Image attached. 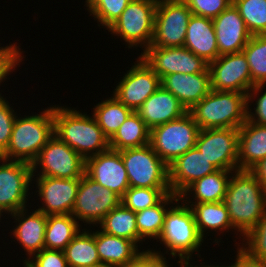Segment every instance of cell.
I'll return each mask as SVG.
<instances>
[{"label": "cell", "instance_id": "cell-1", "mask_svg": "<svg viewBox=\"0 0 266 267\" xmlns=\"http://www.w3.org/2000/svg\"><path fill=\"white\" fill-rule=\"evenodd\" d=\"M223 202L233 228L244 237L266 211V190L248 170L234 171Z\"/></svg>", "mask_w": 266, "mask_h": 267}, {"label": "cell", "instance_id": "cell-2", "mask_svg": "<svg viewBox=\"0 0 266 267\" xmlns=\"http://www.w3.org/2000/svg\"><path fill=\"white\" fill-rule=\"evenodd\" d=\"M54 135L84 160L110 149L109 139L93 115L77 108L53 105Z\"/></svg>", "mask_w": 266, "mask_h": 267}, {"label": "cell", "instance_id": "cell-3", "mask_svg": "<svg viewBox=\"0 0 266 267\" xmlns=\"http://www.w3.org/2000/svg\"><path fill=\"white\" fill-rule=\"evenodd\" d=\"M156 242L164 245V251L153 248L149 251L165 257L171 255L174 261L176 257L179 260L194 259L192 256L196 255L201 258L199 253L205 241L198 233L192 209L180 197L167 210Z\"/></svg>", "mask_w": 266, "mask_h": 267}, {"label": "cell", "instance_id": "cell-4", "mask_svg": "<svg viewBox=\"0 0 266 267\" xmlns=\"http://www.w3.org/2000/svg\"><path fill=\"white\" fill-rule=\"evenodd\" d=\"M32 115L17 114L9 146L0 156L6 160L32 164L40 150L54 136L53 106ZM20 115V116H19Z\"/></svg>", "mask_w": 266, "mask_h": 267}, {"label": "cell", "instance_id": "cell-5", "mask_svg": "<svg viewBox=\"0 0 266 267\" xmlns=\"http://www.w3.org/2000/svg\"><path fill=\"white\" fill-rule=\"evenodd\" d=\"M188 112L203 129L237 128L247 121V94L211 90Z\"/></svg>", "mask_w": 266, "mask_h": 267}, {"label": "cell", "instance_id": "cell-6", "mask_svg": "<svg viewBox=\"0 0 266 267\" xmlns=\"http://www.w3.org/2000/svg\"><path fill=\"white\" fill-rule=\"evenodd\" d=\"M157 4L158 0H132L107 31L122 38L126 48L145 51L153 38Z\"/></svg>", "mask_w": 266, "mask_h": 267}, {"label": "cell", "instance_id": "cell-7", "mask_svg": "<svg viewBox=\"0 0 266 267\" xmlns=\"http://www.w3.org/2000/svg\"><path fill=\"white\" fill-rule=\"evenodd\" d=\"M200 128L187 112L179 119L153 127L150 145L169 166L177 157L195 147Z\"/></svg>", "mask_w": 266, "mask_h": 267}, {"label": "cell", "instance_id": "cell-8", "mask_svg": "<svg viewBox=\"0 0 266 267\" xmlns=\"http://www.w3.org/2000/svg\"><path fill=\"white\" fill-rule=\"evenodd\" d=\"M130 187L170 188L168 165L150 144L120 150Z\"/></svg>", "mask_w": 266, "mask_h": 267}, {"label": "cell", "instance_id": "cell-9", "mask_svg": "<svg viewBox=\"0 0 266 267\" xmlns=\"http://www.w3.org/2000/svg\"><path fill=\"white\" fill-rule=\"evenodd\" d=\"M31 166L32 176L36 177L80 179L85 174V160L55 135Z\"/></svg>", "mask_w": 266, "mask_h": 267}, {"label": "cell", "instance_id": "cell-10", "mask_svg": "<svg viewBox=\"0 0 266 267\" xmlns=\"http://www.w3.org/2000/svg\"><path fill=\"white\" fill-rule=\"evenodd\" d=\"M192 12L182 0H158L150 47H182Z\"/></svg>", "mask_w": 266, "mask_h": 267}, {"label": "cell", "instance_id": "cell-11", "mask_svg": "<svg viewBox=\"0 0 266 267\" xmlns=\"http://www.w3.org/2000/svg\"><path fill=\"white\" fill-rule=\"evenodd\" d=\"M31 186V164L0 157V207L8 215L31 206L28 203L33 197V192H29L33 190Z\"/></svg>", "mask_w": 266, "mask_h": 267}, {"label": "cell", "instance_id": "cell-12", "mask_svg": "<svg viewBox=\"0 0 266 267\" xmlns=\"http://www.w3.org/2000/svg\"><path fill=\"white\" fill-rule=\"evenodd\" d=\"M121 204V197L102 187L86 174L80 178L72 215L84 226L95 227L115 207ZM86 223V224H85ZM93 227H92V226Z\"/></svg>", "mask_w": 266, "mask_h": 267}, {"label": "cell", "instance_id": "cell-13", "mask_svg": "<svg viewBox=\"0 0 266 267\" xmlns=\"http://www.w3.org/2000/svg\"><path fill=\"white\" fill-rule=\"evenodd\" d=\"M238 139L237 128L203 129L195 146L217 170L238 171Z\"/></svg>", "mask_w": 266, "mask_h": 267}, {"label": "cell", "instance_id": "cell-14", "mask_svg": "<svg viewBox=\"0 0 266 267\" xmlns=\"http://www.w3.org/2000/svg\"><path fill=\"white\" fill-rule=\"evenodd\" d=\"M132 67L124 73L112 91L113 95L133 111L161 86V78L138 55Z\"/></svg>", "mask_w": 266, "mask_h": 267}, {"label": "cell", "instance_id": "cell-15", "mask_svg": "<svg viewBox=\"0 0 266 267\" xmlns=\"http://www.w3.org/2000/svg\"><path fill=\"white\" fill-rule=\"evenodd\" d=\"M162 79L173 73L195 74L204 72L208 63L186 47H148L139 55Z\"/></svg>", "mask_w": 266, "mask_h": 267}, {"label": "cell", "instance_id": "cell-16", "mask_svg": "<svg viewBox=\"0 0 266 267\" xmlns=\"http://www.w3.org/2000/svg\"><path fill=\"white\" fill-rule=\"evenodd\" d=\"M34 184V194L41 203L35 209L46 216L72 214L80 179L32 176V187Z\"/></svg>", "mask_w": 266, "mask_h": 267}, {"label": "cell", "instance_id": "cell-17", "mask_svg": "<svg viewBox=\"0 0 266 267\" xmlns=\"http://www.w3.org/2000/svg\"><path fill=\"white\" fill-rule=\"evenodd\" d=\"M208 68L213 90L247 94L252 88L250 68L243 51L220 55L208 64Z\"/></svg>", "mask_w": 266, "mask_h": 267}, {"label": "cell", "instance_id": "cell-18", "mask_svg": "<svg viewBox=\"0 0 266 267\" xmlns=\"http://www.w3.org/2000/svg\"><path fill=\"white\" fill-rule=\"evenodd\" d=\"M85 174L121 198L130 187L120 151L108 149L87 158L85 160Z\"/></svg>", "mask_w": 266, "mask_h": 267}, {"label": "cell", "instance_id": "cell-19", "mask_svg": "<svg viewBox=\"0 0 266 267\" xmlns=\"http://www.w3.org/2000/svg\"><path fill=\"white\" fill-rule=\"evenodd\" d=\"M26 207L9 214L14 221L11 233L12 240L24 249L23 261H28L34 254L45 248L44 236L47 225V216L40 210ZM15 227V228H14ZM17 241H15L14 239Z\"/></svg>", "mask_w": 266, "mask_h": 267}, {"label": "cell", "instance_id": "cell-20", "mask_svg": "<svg viewBox=\"0 0 266 267\" xmlns=\"http://www.w3.org/2000/svg\"><path fill=\"white\" fill-rule=\"evenodd\" d=\"M168 168L170 190L177 196L196 180L217 171L196 146L177 157Z\"/></svg>", "mask_w": 266, "mask_h": 267}, {"label": "cell", "instance_id": "cell-21", "mask_svg": "<svg viewBox=\"0 0 266 267\" xmlns=\"http://www.w3.org/2000/svg\"><path fill=\"white\" fill-rule=\"evenodd\" d=\"M212 21L216 33L219 56L241 52L252 37L233 3Z\"/></svg>", "mask_w": 266, "mask_h": 267}, {"label": "cell", "instance_id": "cell-22", "mask_svg": "<svg viewBox=\"0 0 266 267\" xmlns=\"http://www.w3.org/2000/svg\"><path fill=\"white\" fill-rule=\"evenodd\" d=\"M161 86L171 92L187 110H190L212 90L209 68L195 74L166 75L161 79Z\"/></svg>", "mask_w": 266, "mask_h": 267}, {"label": "cell", "instance_id": "cell-23", "mask_svg": "<svg viewBox=\"0 0 266 267\" xmlns=\"http://www.w3.org/2000/svg\"><path fill=\"white\" fill-rule=\"evenodd\" d=\"M135 112L151 130L155 126L179 119L188 110L171 92L160 86Z\"/></svg>", "mask_w": 266, "mask_h": 267}, {"label": "cell", "instance_id": "cell-24", "mask_svg": "<svg viewBox=\"0 0 266 267\" xmlns=\"http://www.w3.org/2000/svg\"><path fill=\"white\" fill-rule=\"evenodd\" d=\"M94 238L99 259L105 267H125L143 251H149V248L141 251L133 241L108 235L99 228L94 231Z\"/></svg>", "mask_w": 266, "mask_h": 267}, {"label": "cell", "instance_id": "cell-25", "mask_svg": "<svg viewBox=\"0 0 266 267\" xmlns=\"http://www.w3.org/2000/svg\"><path fill=\"white\" fill-rule=\"evenodd\" d=\"M184 47L208 64L219 56L217 38L212 19L193 15L190 17Z\"/></svg>", "mask_w": 266, "mask_h": 267}, {"label": "cell", "instance_id": "cell-26", "mask_svg": "<svg viewBox=\"0 0 266 267\" xmlns=\"http://www.w3.org/2000/svg\"><path fill=\"white\" fill-rule=\"evenodd\" d=\"M193 211L198 233L206 240L207 234L212 233L214 236L218 234L224 236V232H235V238H239L242 242L241 236L233 228L226 205L223 201L212 203H186ZM230 230V231H229ZM234 230V231H233ZM207 231V232H206ZM217 233V235H216Z\"/></svg>", "mask_w": 266, "mask_h": 267}, {"label": "cell", "instance_id": "cell-27", "mask_svg": "<svg viewBox=\"0 0 266 267\" xmlns=\"http://www.w3.org/2000/svg\"><path fill=\"white\" fill-rule=\"evenodd\" d=\"M266 157V125L247 121L239 128L238 170H249Z\"/></svg>", "mask_w": 266, "mask_h": 267}, {"label": "cell", "instance_id": "cell-28", "mask_svg": "<svg viewBox=\"0 0 266 267\" xmlns=\"http://www.w3.org/2000/svg\"><path fill=\"white\" fill-rule=\"evenodd\" d=\"M233 172L217 170L212 174L206 175L192 183L179 197L185 203L224 201L228 182Z\"/></svg>", "mask_w": 266, "mask_h": 267}, {"label": "cell", "instance_id": "cell-29", "mask_svg": "<svg viewBox=\"0 0 266 267\" xmlns=\"http://www.w3.org/2000/svg\"><path fill=\"white\" fill-rule=\"evenodd\" d=\"M179 196L173 193H169L165 195L156 205L152 207H148L142 211L136 213V225L139 234V248L143 249L144 247H140L143 242L148 240H157L163 225H164V217L169 209L170 205H172ZM141 243V244H140Z\"/></svg>", "mask_w": 266, "mask_h": 267}, {"label": "cell", "instance_id": "cell-30", "mask_svg": "<svg viewBox=\"0 0 266 267\" xmlns=\"http://www.w3.org/2000/svg\"><path fill=\"white\" fill-rule=\"evenodd\" d=\"M72 214L48 215L45 230V249L63 251L83 228Z\"/></svg>", "mask_w": 266, "mask_h": 267}, {"label": "cell", "instance_id": "cell-31", "mask_svg": "<svg viewBox=\"0 0 266 267\" xmlns=\"http://www.w3.org/2000/svg\"><path fill=\"white\" fill-rule=\"evenodd\" d=\"M110 149L120 151L150 144V129L133 111L116 133L109 139Z\"/></svg>", "mask_w": 266, "mask_h": 267}, {"label": "cell", "instance_id": "cell-32", "mask_svg": "<svg viewBox=\"0 0 266 267\" xmlns=\"http://www.w3.org/2000/svg\"><path fill=\"white\" fill-rule=\"evenodd\" d=\"M94 230L84 227L63 250L68 267L102 265L97 252Z\"/></svg>", "mask_w": 266, "mask_h": 267}, {"label": "cell", "instance_id": "cell-33", "mask_svg": "<svg viewBox=\"0 0 266 267\" xmlns=\"http://www.w3.org/2000/svg\"><path fill=\"white\" fill-rule=\"evenodd\" d=\"M96 227L108 235L129 239L139 247L136 213L122 203L113 208Z\"/></svg>", "mask_w": 266, "mask_h": 267}, {"label": "cell", "instance_id": "cell-34", "mask_svg": "<svg viewBox=\"0 0 266 267\" xmlns=\"http://www.w3.org/2000/svg\"><path fill=\"white\" fill-rule=\"evenodd\" d=\"M92 109L93 113L91 114L108 139L116 133L133 112L131 108L126 107L113 94L94 105Z\"/></svg>", "mask_w": 266, "mask_h": 267}, {"label": "cell", "instance_id": "cell-35", "mask_svg": "<svg viewBox=\"0 0 266 267\" xmlns=\"http://www.w3.org/2000/svg\"><path fill=\"white\" fill-rule=\"evenodd\" d=\"M242 51L249 64L252 87L266 84V34L252 35Z\"/></svg>", "mask_w": 266, "mask_h": 267}, {"label": "cell", "instance_id": "cell-36", "mask_svg": "<svg viewBox=\"0 0 266 267\" xmlns=\"http://www.w3.org/2000/svg\"><path fill=\"white\" fill-rule=\"evenodd\" d=\"M252 35L266 34V0H232Z\"/></svg>", "mask_w": 266, "mask_h": 267}, {"label": "cell", "instance_id": "cell-37", "mask_svg": "<svg viewBox=\"0 0 266 267\" xmlns=\"http://www.w3.org/2000/svg\"><path fill=\"white\" fill-rule=\"evenodd\" d=\"M132 0H85L86 10L97 21L98 27L107 30Z\"/></svg>", "mask_w": 266, "mask_h": 267}, {"label": "cell", "instance_id": "cell-38", "mask_svg": "<svg viewBox=\"0 0 266 267\" xmlns=\"http://www.w3.org/2000/svg\"><path fill=\"white\" fill-rule=\"evenodd\" d=\"M172 193L170 188L129 187L121 198V203L135 213L156 205L165 195Z\"/></svg>", "mask_w": 266, "mask_h": 267}, {"label": "cell", "instance_id": "cell-39", "mask_svg": "<svg viewBox=\"0 0 266 267\" xmlns=\"http://www.w3.org/2000/svg\"><path fill=\"white\" fill-rule=\"evenodd\" d=\"M234 242V246L248 257L266 263V211L255 227L242 238L241 243Z\"/></svg>", "mask_w": 266, "mask_h": 267}, {"label": "cell", "instance_id": "cell-40", "mask_svg": "<svg viewBox=\"0 0 266 267\" xmlns=\"http://www.w3.org/2000/svg\"><path fill=\"white\" fill-rule=\"evenodd\" d=\"M16 43H9L6 46H0V85H3L6 79H10L9 75L15 72L17 67L24 61L23 52L20 45ZM23 55V56H22ZM8 77V78H7ZM2 83V84H1ZM2 93L0 92V96Z\"/></svg>", "mask_w": 266, "mask_h": 267}, {"label": "cell", "instance_id": "cell-41", "mask_svg": "<svg viewBox=\"0 0 266 267\" xmlns=\"http://www.w3.org/2000/svg\"><path fill=\"white\" fill-rule=\"evenodd\" d=\"M265 87L266 84H256L247 92V119L259 125H266V91L262 92Z\"/></svg>", "mask_w": 266, "mask_h": 267}, {"label": "cell", "instance_id": "cell-42", "mask_svg": "<svg viewBox=\"0 0 266 267\" xmlns=\"http://www.w3.org/2000/svg\"><path fill=\"white\" fill-rule=\"evenodd\" d=\"M4 95L0 96V156L9 146L17 113Z\"/></svg>", "mask_w": 266, "mask_h": 267}, {"label": "cell", "instance_id": "cell-43", "mask_svg": "<svg viewBox=\"0 0 266 267\" xmlns=\"http://www.w3.org/2000/svg\"><path fill=\"white\" fill-rule=\"evenodd\" d=\"M190 9L193 15L216 18L230 4L232 0H182Z\"/></svg>", "mask_w": 266, "mask_h": 267}, {"label": "cell", "instance_id": "cell-44", "mask_svg": "<svg viewBox=\"0 0 266 267\" xmlns=\"http://www.w3.org/2000/svg\"><path fill=\"white\" fill-rule=\"evenodd\" d=\"M27 262L32 267H68L63 251L45 248L34 254Z\"/></svg>", "mask_w": 266, "mask_h": 267}, {"label": "cell", "instance_id": "cell-45", "mask_svg": "<svg viewBox=\"0 0 266 267\" xmlns=\"http://www.w3.org/2000/svg\"><path fill=\"white\" fill-rule=\"evenodd\" d=\"M167 257L155 254L150 251H143L133 262L125 267H173L168 264Z\"/></svg>", "mask_w": 266, "mask_h": 267}, {"label": "cell", "instance_id": "cell-46", "mask_svg": "<svg viewBox=\"0 0 266 267\" xmlns=\"http://www.w3.org/2000/svg\"><path fill=\"white\" fill-rule=\"evenodd\" d=\"M236 257L233 256L235 259L230 263L229 265L227 263L224 264V267H266V263L265 262H260L257 260H254L250 257H248L242 250H240L239 248L236 249Z\"/></svg>", "mask_w": 266, "mask_h": 267}, {"label": "cell", "instance_id": "cell-47", "mask_svg": "<svg viewBox=\"0 0 266 267\" xmlns=\"http://www.w3.org/2000/svg\"><path fill=\"white\" fill-rule=\"evenodd\" d=\"M248 171L257 179L262 188L266 190V157Z\"/></svg>", "mask_w": 266, "mask_h": 267}, {"label": "cell", "instance_id": "cell-48", "mask_svg": "<svg viewBox=\"0 0 266 267\" xmlns=\"http://www.w3.org/2000/svg\"><path fill=\"white\" fill-rule=\"evenodd\" d=\"M194 260L195 259L178 260L176 264H179V265H176V266H178V267H224V264H221L220 266H219V264H215V265L211 264V263H210V265L206 264L204 262V260H203V263L202 262L200 263V265H198V264L195 265V262H197V261H194ZM193 261H194V263H193Z\"/></svg>", "mask_w": 266, "mask_h": 267}, {"label": "cell", "instance_id": "cell-49", "mask_svg": "<svg viewBox=\"0 0 266 267\" xmlns=\"http://www.w3.org/2000/svg\"><path fill=\"white\" fill-rule=\"evenodd\" d=\"M6 215L8 216L7 218H5ZM2 217H3V219H8L10 216L0 207V222L3 220V219H1Z\"/></svg>", "mask_w": 266, "mask_h": 267}, {"label": "cell", "instance_id": "cell-50", "mask_svg": "<svg viewBox=\"0 0 266 267\" xmlns=\"http://www.w3.org/2000/svg\"><path fill=\"white\" fill-rule=\"evenodd\" d=\"M23 267H32L27 261H22Z\"/></svg>", "mask_w": 266, "mask_h": 267}, {"label": "cell", "instance_id": "cell-51", "mask_svg": "<svg viewBox=\"0 0 266 267\" xmlns=\"http://www.w3.org/2000/svg\"><path fill=\"white\" fill-rule=\"evenodd\" d=\"M82 267H105L104 265H92V266H82Z\"/></svg>", "mask_w": 266, "mask_h": 267}]
</instances>
